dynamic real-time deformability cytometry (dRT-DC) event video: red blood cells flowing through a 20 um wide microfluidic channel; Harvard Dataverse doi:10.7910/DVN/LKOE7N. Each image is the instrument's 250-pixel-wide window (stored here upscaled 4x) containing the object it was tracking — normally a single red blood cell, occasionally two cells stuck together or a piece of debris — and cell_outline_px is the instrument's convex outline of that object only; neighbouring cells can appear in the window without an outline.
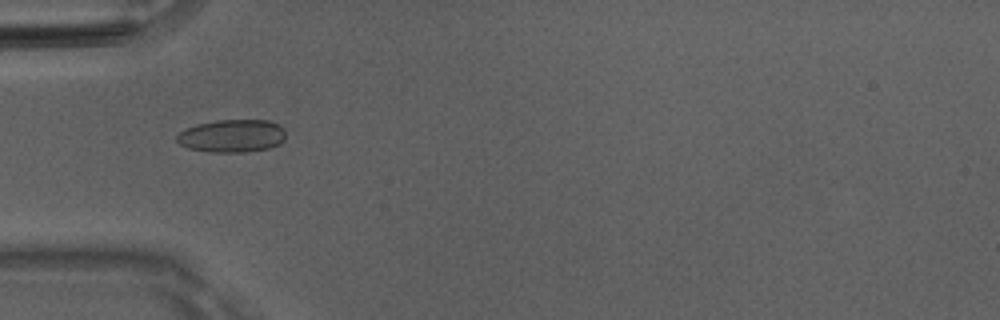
{"species": "Egyptian fruit bat (a non-hibernating species)", "species_latin": "Rousettus aegyptiacus", "temperature_condition": "room temperature", "stored_images_in_passage": 40, "camera_frame_rate_fps": 3000, "um_per_image_px": 0.085, "animal": {"sex": "male"}, "frame": {"image": 1, "passage_image": 6, "time_ms": 1.667, "image_size_px": [1000, 320], "cell_outline_px": [[284, 140], [280, 144], [268, 148], [248, 152], [212, 152], [188, 148], [180, 144], [176, 140], [176, 136], [184, 128], [196, 124], [216, 120], [268, 120], [276, 124], [284, 132]], "centroid_in_image_um": [19.68, 11.55], "position_along_channel_um": 65.3, "area_um2": 20.81}}
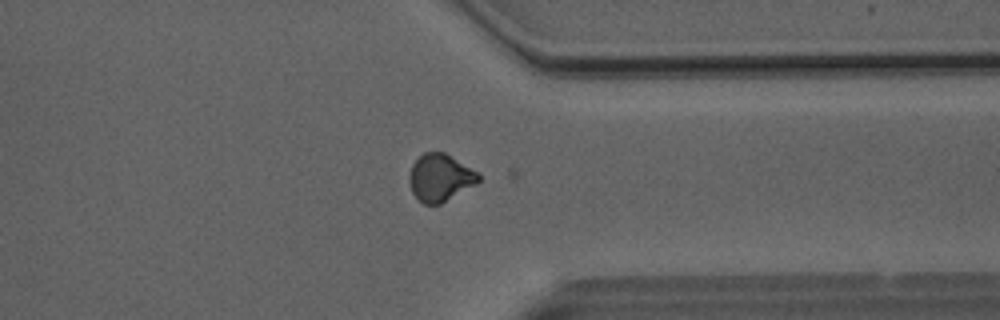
{"frame": {"image": 2, "passage_image": 29, "time_ms": 9.333, "image_size_px": [1000, 320], "cell_outline_px": [[480, 180], [476, 184], [440, 204], [424, 204], [412, 192], [408, 180], [412, 164], [424, 152], [444, 152], [480, 172]], "centroid_in_image_um": [37.43, 15.09], "position_along_channel_um": 374.0, "area_um2": 19.07}}
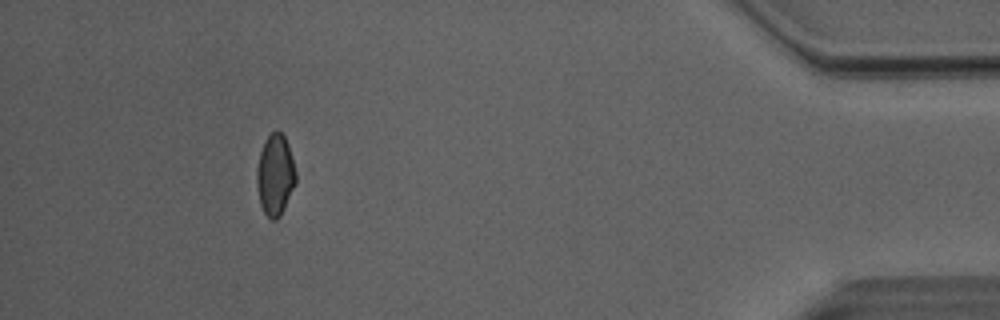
{"frame": {"image": 3, "passage_image": 36, "time_ms": 11.667, "image_size_px": [1000, 320], "cell_outline_px": [[296, 184], [280, 216], [276, 220], [272, 220], [264, 212], [260, 204], [256, 184], [256, 168], [260, 152], [264, 140], [276, 128], [284, 136], [288, 144], [292, 156], [296, 172]], "centroid_in_image_um": [23.39, 14.85], "position_along_channel_um": 411.8, "area_um2": 18.67}}